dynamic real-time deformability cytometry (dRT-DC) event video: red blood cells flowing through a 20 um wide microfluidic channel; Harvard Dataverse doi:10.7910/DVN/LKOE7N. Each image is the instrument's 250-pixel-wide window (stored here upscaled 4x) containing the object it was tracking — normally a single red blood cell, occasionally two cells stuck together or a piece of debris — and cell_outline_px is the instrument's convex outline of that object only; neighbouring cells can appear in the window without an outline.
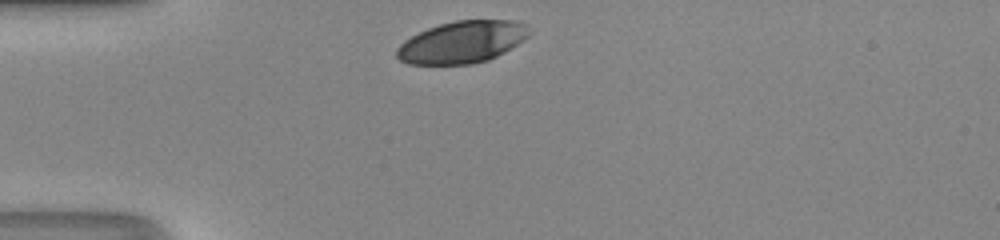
{"species": "human", "species_latin": "Homo sapiens", "temperature_condition": "room temperature", "stored_images_in_passage": 28, "camera_frame_rate_fps": 3000, "um_per_image_px": 0.085, "donor": {"sex": "male"}, "frame": {"image": 1, "passage_image": 1, "time_ms": 0.0, "image_size_px": [1000, 240], "cell_outline_px": [[532, 32], [524, 40], [504, 52], [488, 60], [472, 64], [408, 64], [400, 60], [396, 56], [396, 48], [404, 40], [428, 28], [440, 24], [456, 20], [512, 20], [528, 24]], "centroid_in_image_um": [39.3, 3.57], "position_along_channel_um": 45.7, "area_um2": 32.54}}
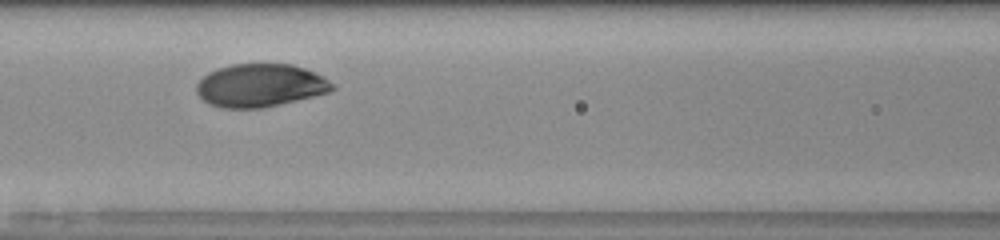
{"frame": {"image": 2, "passage_image": 10, "time_ms": 3.0, "image_size_px": [1000, 240], "cell_outline_px": [[336, 88], [328, 92], [296, 100], [260, 108], [224, 108], [208, 104], [196, 92], [196, 84], [208, 72], [216, 68], [232, 64], [292, 64], [316, 72], [328, 80]], "centroid_in_image_um": [22.09, 7.25], "position_along_channel_um": 144.5, "area_um2": 33.87}}
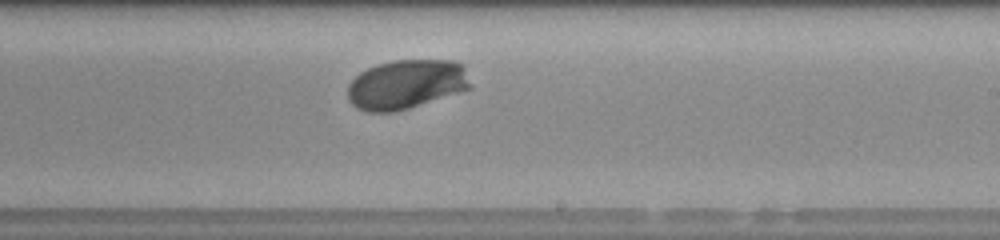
{"frame": {"image": 3, "passage_image": 18, "time_ms": 5.667, "image_size_px": [1000, 240], "cell_outline_px": [[472, 88], [460, 92], [396, 112], [368, 112], [356, 108], [348, 100], [348, 84], [360, 72], [376, 64], [392, 60], [456, 60], [464, 68], [472, 84]], "centroid_in_image_um": [34.53, 7.17], "position_along_channel_um": 254.5, "area_um2": 35.55}, "authors_computed_cell_mechanics": {"area_um2": 34.5644, "velocity_mm_per_s": 4.1413, "shape_relaxation_time_tau1_ms": 2.4739, "shape_relaxation_time_tau2_ms": null, "deformation_change_tau1": 0.1391, "deformation_change_tau2": null}}